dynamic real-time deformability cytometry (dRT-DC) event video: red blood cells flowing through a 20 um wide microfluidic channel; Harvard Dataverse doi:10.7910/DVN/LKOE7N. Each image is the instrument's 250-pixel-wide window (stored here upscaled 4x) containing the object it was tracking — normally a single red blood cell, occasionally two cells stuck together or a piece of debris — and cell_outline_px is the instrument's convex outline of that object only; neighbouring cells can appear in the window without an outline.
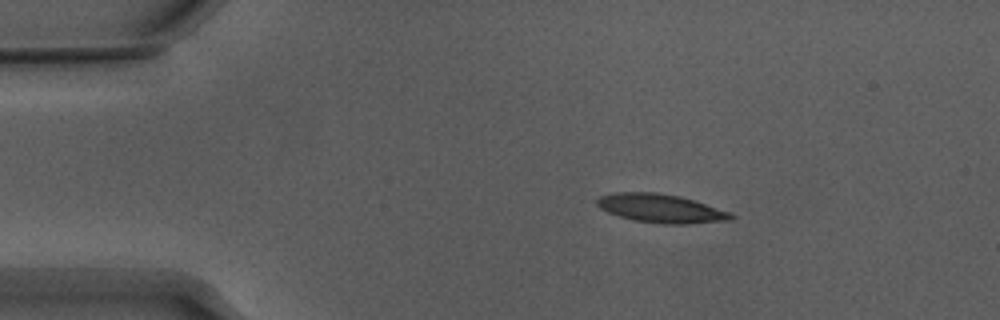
{"species": "Egyptian fruit bat (a non-hibernating species)", "species_latin": "Rousettus aegyptiacus", "temperature_condition": "warm", "stored_images_in_passage": 46, "camera_frame_rate_fps": 3000, "um_per_image_px": 0.085, "animal": {"sex": "male"}, "frame": {"image": 1, "passage_image": 1, "time_ms": 0.0, "image_size_px": [1000, 320], "cell_outline_px": [[736, 216], [732, 220], [688, 224], [664, 224], [632, 220], [608, 212], [600, 208], [596, 204], [596, 200], [600, 196], [616, 192], [656, 192], [680, 196], [732, 212]], "centroid_in_image_um": [56.2, 17.72], "position_along_channel_um": 28.8, "area_um2": 22.48}}
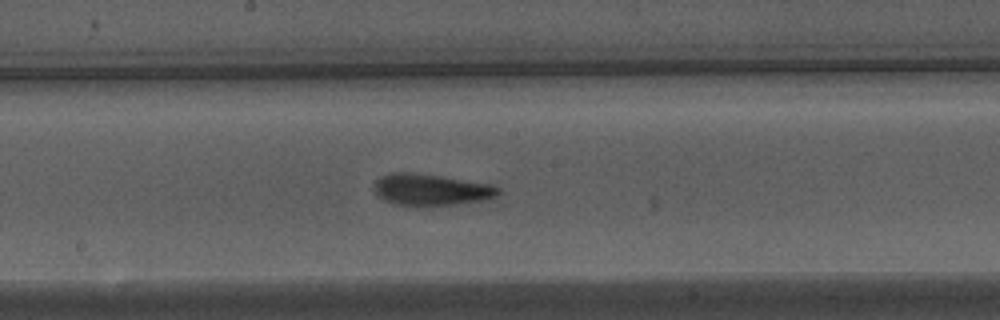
{"frame": {"image": 2, "passage_image": 20, "time_ms": 6.333, "image_size_px": [1000, 320], "cell_outline_px": [[500, 192], [496, 196], [484, 200], [456, 204], [416, 208], [392, 204], [384, 200], [376, 192], [376, 180], [392, 172], [400, 172], [440, 176], [492, 184], [500, 188]], "centroid_in_image_um": [36.66, 16.17], "position_along_channel_um": 211.5, "area_um2": 22.95}}
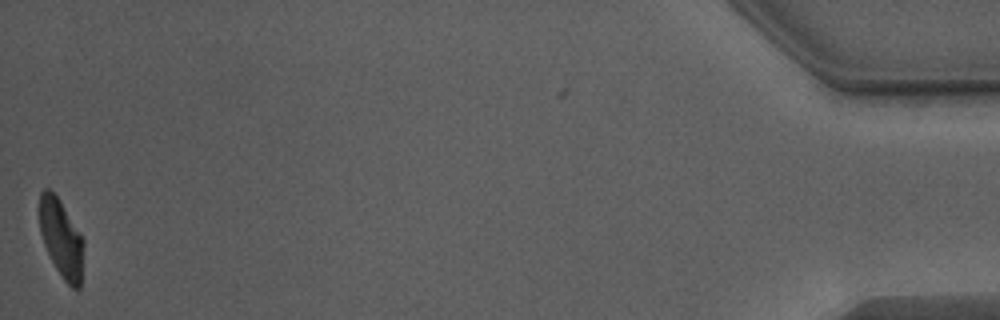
{"frame": {"image": 3, "passage_image": 45, "time_ms": 14.667, "image_size_px": [1000, 320], "cell_outline_px": [[84, 244], [80, 288], [72, 288], [64, 280], [56, 268], [44, 244], [40, 232], [40, 192], [44, 188], [48, 188], [60, 200], [84, 240]], "centroid_in_image_um": [5.21, 20.26], "position_along_channel_um": 430.0, "area_um2": 19.77}, "authors_computed_cell_mechanics": {"area_um2": 22.1952, "velocity_mm_per_s": 3.8305, "shape_relaxation_time_tau1_ms": 3.094, "shape_relaxation_time_tau2_ms": 1.9285, "deformation_change_tau1": 0.1726, "deformation_change_tau2": 0.0863}}